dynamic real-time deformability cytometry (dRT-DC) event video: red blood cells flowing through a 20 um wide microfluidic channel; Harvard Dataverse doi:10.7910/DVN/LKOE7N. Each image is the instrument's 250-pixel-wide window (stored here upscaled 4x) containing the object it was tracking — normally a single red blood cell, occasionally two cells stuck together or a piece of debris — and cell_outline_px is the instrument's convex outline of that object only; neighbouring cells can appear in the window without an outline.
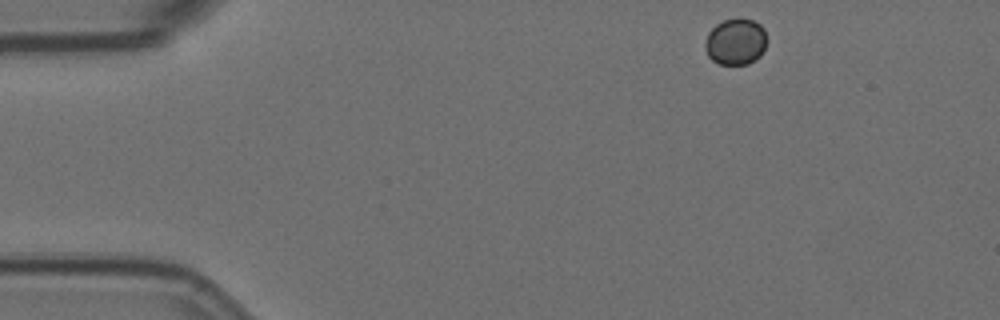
{"species": "Egyptian fruit bat (a non-hibernating species)", "species_latin": "Rousettus aegyptiacus", "temperature_condition": "room temperature", "stored_images_in_passage": 6, "camera_frame_rate_fps": 3000, "um_per_image_px": 0.085, "animal": {"sex": "female"}, "frame": {"image": 1, "passage_image": 1, "time_ms": 0.0, "image_size_px": [1000, 320], "cell_outline_px": [[768, 40], [760, 56], [748, 64], [720, 64], [712, 60], [708, 56], [704, 48], [704, 44], [708, 32], [716, 24], [724, 20], [740, 16], [752, 20], [760, 24], [764, 28]], "centroid_in_image_um": [62.54, 3.52], "position_along_channel_um": 22.5, "area_um2": 17.05}}
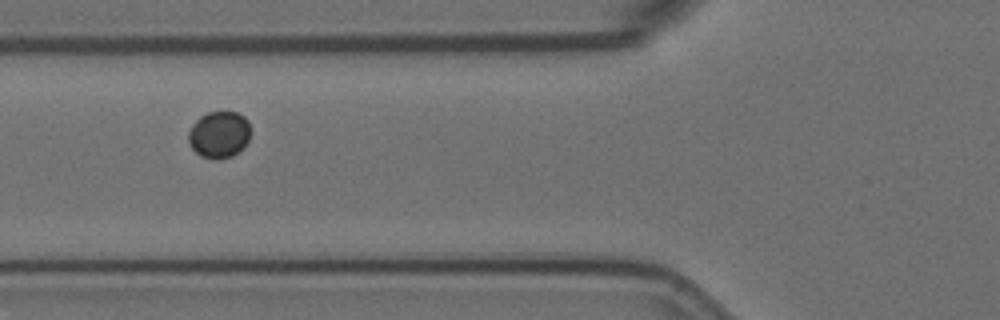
{"frame": {"image": 2, "passage_image": 5, "time_ms": 1.333, "image_size_px": [1000, 320], "cell_outline_px": [[248, 140], [232, 156], [216, 160], [212, 160], [200, 156], [192, 148], [188, 140], [188, 132], [192, 124], [200, 116], [208, 112], [236, 112], [244, 116], [248, 120]], "centroid_in_image_um": [18.57, 11.44], "position_along_channel_um": 107.2, "area_um2": 16.76}}
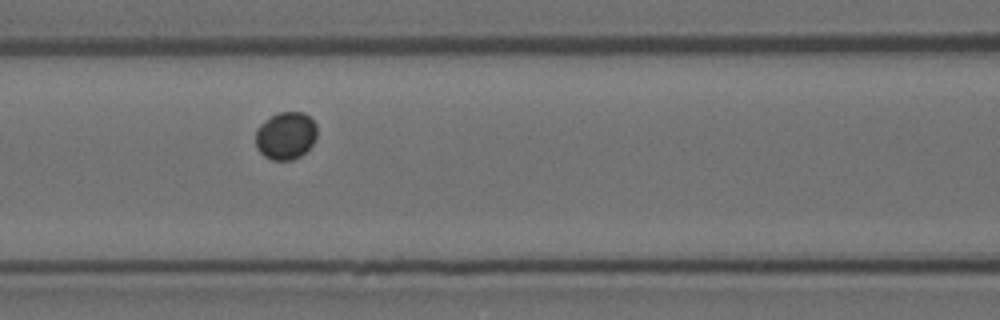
{"frame": {"image": 3, "passage_image": 6, "time_ms": 1.667, "image_size_px": [1000, 320], "cell_outline_px": [[316, 136], [312, 144], [300, 156], [292, 160], [272, 160], [264, 156], [256, 148], [256, 128], [264, 120], [280, 112], [304, 112], [316, 124]], "centroid_in_image_um": [24.27, 11.53], "position_along_channel_um": 142.3, "area_um2": 16.99}}